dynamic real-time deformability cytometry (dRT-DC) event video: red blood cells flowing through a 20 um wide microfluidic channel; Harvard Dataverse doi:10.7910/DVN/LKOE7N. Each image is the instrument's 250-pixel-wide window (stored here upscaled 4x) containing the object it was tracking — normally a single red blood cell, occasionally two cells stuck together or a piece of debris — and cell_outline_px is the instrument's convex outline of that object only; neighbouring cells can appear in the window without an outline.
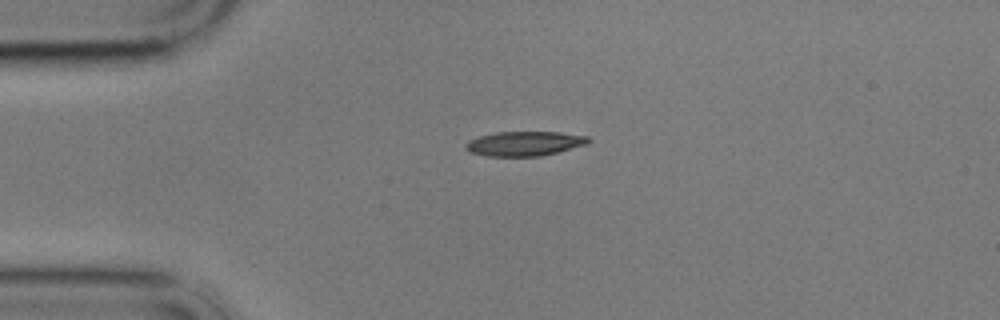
{"species": "common noctule bat (a hibernating species)", "species_latin": "Nyctalus noctula", "temperature_condition": "cold", "stored_images_in_passage": 2, "camera_frame_rate_fps": 3000, "um_per_image_px": 0.085, "animal": {"sex": "male", "body_mass_g": 17.9}, "frame": {"image": 1, "passage_image": 1, "time_ms": 0.0, "image_size_px": [1000, 320], "cell_outline_px": [[592, 140], [588, 144], [540, 156], [488, 156], [472, 152], [464, 148], [464, 144], [468, 140], [480, 136], [496, 132], [560, 132], [588, 136]], "centroid_in_image_um": [44.59, 12.2], "position_along_channel_um": 40.4, "area_um2": 17.51}}